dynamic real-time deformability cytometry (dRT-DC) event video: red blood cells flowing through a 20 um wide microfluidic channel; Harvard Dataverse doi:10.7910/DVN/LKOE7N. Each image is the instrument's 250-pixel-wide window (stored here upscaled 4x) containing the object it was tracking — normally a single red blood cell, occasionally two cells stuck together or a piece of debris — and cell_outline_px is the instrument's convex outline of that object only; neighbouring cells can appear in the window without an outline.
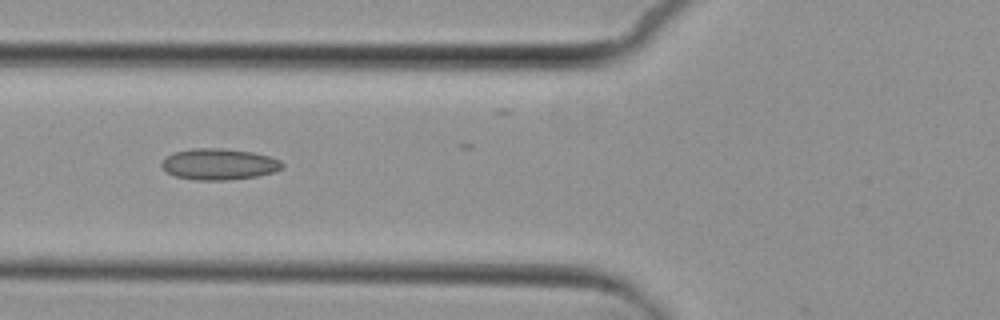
{"species": "common noctule bat (a hibernating species)", "species_latin": "Nyctalus noctula", "temperature_condition": "cold", "stored_images_in_passage": 8, "camera_frame_rate_fps": 3000, "um_per_image_px": 0.085, "animal": {"sex": "female", "body_mass_g": 29.2, "forearm_length_mm": 56.3}, "frame": {"image": 1, "passage_image": 6, "time_ms": 5.667, "image_size_px": [1000, 320], "cell_outline_px": [[284, 164], [280, 168], [272, 172], [256, 176], [228, 180], [196, 180], [176, 176], [168, 172], [160, 164], [168, 156], [176, 152], [192, 148], [224, 148], [252, 152], [268, 156], [280, 160]], "centroid_in_image_um": [18.62, 13.95], "position_along_channel_um": 107.2, "area_um2": 21.62}}
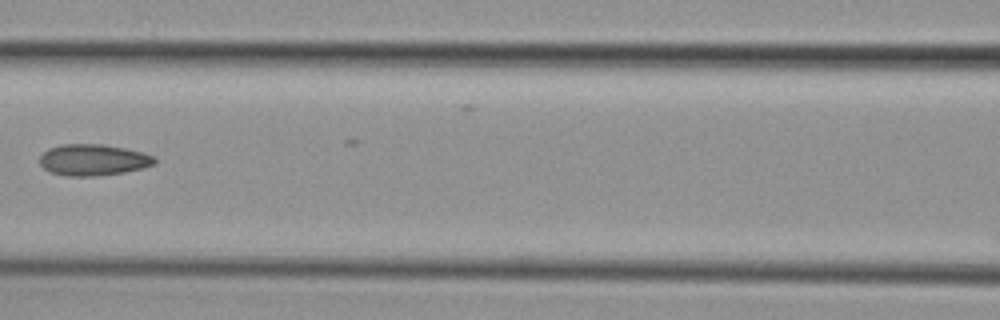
{"frame": {"image": 2, "passage_image": 7, "time_ms": 7.0, "image_size_px": [1000, 320], "cell_outline_px": [[156, 164], [144, 168], [124, 172], [100, 176], [64, 176], [48, 172], [40, 164], [40, 156], [48, 148], [60, 144], [104, 144], [124, 148], [156, 156]], "centroid_in_image_um": [7.92, 13.6], "position_along_channel_um": 158.7, "area_um2": 21.27}}
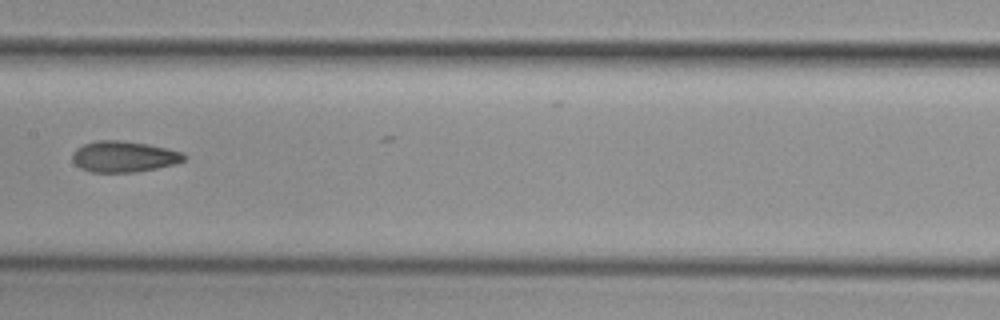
{"frame": {"image": 3, "passage_image": 8, "time_ms": 8.0, "image_size_px": [1000, 320], "cell_outline_px": [[184, 160], [176, 164], [136, 172], [92, 172], [80, 168], [72, 160], [72, 152], [76, 148], [84, 144], [96, 140], [120, 140], [148, 144], [168, 148], [184, 152]], "centroid_in_image_um": [10.52, 13.3], "position_along_channel_um": 196.9, "area_um2": 20.29}}